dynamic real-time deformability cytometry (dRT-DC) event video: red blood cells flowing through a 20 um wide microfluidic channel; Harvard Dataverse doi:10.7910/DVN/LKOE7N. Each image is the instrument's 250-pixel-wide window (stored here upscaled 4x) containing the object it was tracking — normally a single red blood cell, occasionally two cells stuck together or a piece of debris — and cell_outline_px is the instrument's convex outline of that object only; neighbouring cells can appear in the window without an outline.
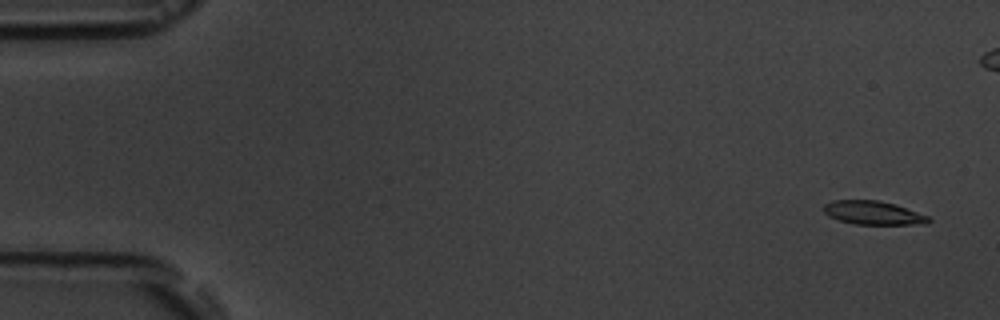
{"species": "common noctule bat (a hibernating species)", "species_latin": "Nyctalus noctula", "temperature_condition": "room temperature", "stored_images_in_passage": 7, "camera_frame_rate_fps": 3000, "um_per_image_px": 0.085, "animal": {"sex": "male", "body_mass_g": 19.5, "forearm_length_mm": 54.6}, "frame": {"image": 1, "passage_image": 1, "time_ms": 0.0, "image_size_px": [1000, 320], "cell_outline_px": [[932, 220], [928, 224], [856, 224], [840, 220], [828, 216], [824, 212], [824, 204], [832, 200], [880, 200], [896, 204], [928, 216]], "centroid_in_image_um": [74.23, 18.08], "position_along_channel_um": 10.8, "area_um2": 14.45}}
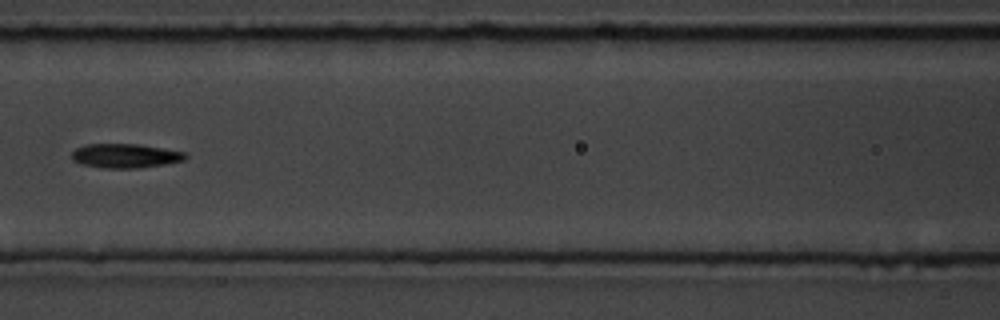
{"frame": {"image": 2, "passage_image": 7, "time_ms": 7.667, "image_size_px": [1000, 320], "cell_outline_px": [[188, 156], [184, 160], [164, 164], [136, 168], [104, 168], [84, 164], [72, 160], [72, 152], [76, 148], [84, 144], [140, 144], [184, 152]], "centroid_in_image_um": [10.64, 13.23], "position_along_channel_um": 156.0, "area_um2": 15.9}}